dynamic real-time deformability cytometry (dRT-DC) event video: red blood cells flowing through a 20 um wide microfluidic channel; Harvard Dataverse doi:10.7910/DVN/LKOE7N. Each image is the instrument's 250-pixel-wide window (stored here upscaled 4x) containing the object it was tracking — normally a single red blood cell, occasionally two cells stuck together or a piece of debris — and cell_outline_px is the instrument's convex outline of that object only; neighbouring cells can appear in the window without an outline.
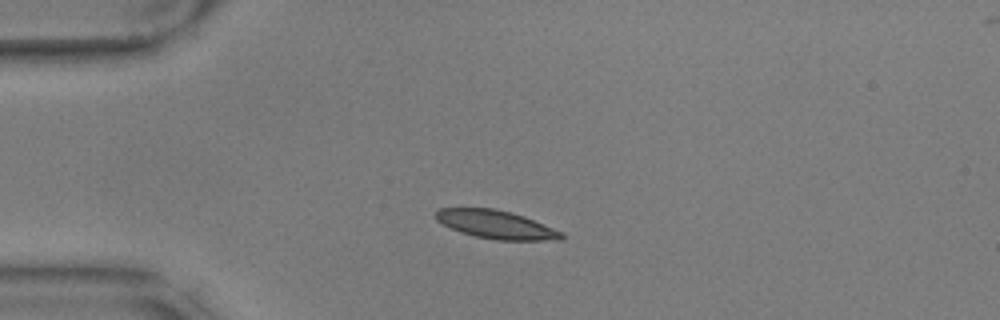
{"species": "common noctule bat (a hibernating species)", "species_latin": "Nyctalus noctula", "temperature_condition": "warm", "stored_images_in_passage": 44, "camera_frame_rate_fps": 3000, "um_per_image_px": 0.085, "animal": {"sex": "male", "body_mass_g": 17.9, "forearm_length_mm": 54.2}, "frame": {"image": 1, "passage_image": 1, "time_ms": 0.0, "image_size_px": [1000, 320], "cell_outline_px": [[564, 240], [496, 240], [476, 236], [460, 232], [436, 220], [436, 212], [440, 208], [492, 208], [524, 216], [564, 232]], "centroid_in_image_um": [42.21, 19.09], "position_along_channel_um": 42.8, "area_um2": 20.58}}
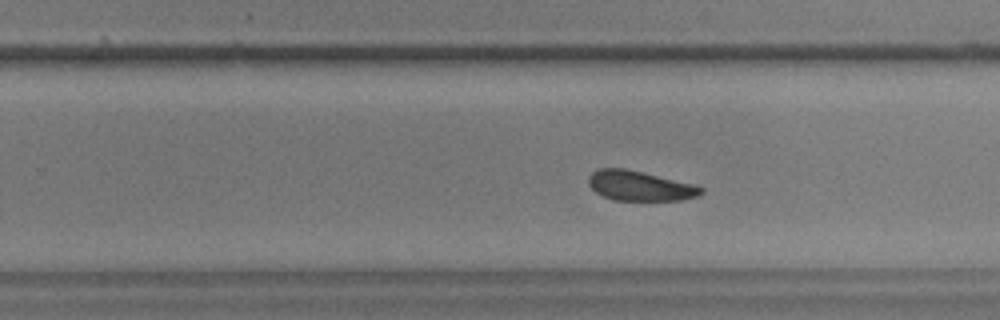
{"frame": {"image": 2, "passage_image": 23, "time_ms": 7.333, "image_size_px": [1000, 320], "cell_outline_px": [[704, 192], [700, 196], [680, 200], [612, 200], [596, 192], [588, 184], [588, 176], [592, 172], [600, 168], [624, 168], [696, 184], [704, 188]], "centroid_in_image_um": [54.42, 15.8], "position_along_channel_um": 275.4, "area_um2": 19.71}}
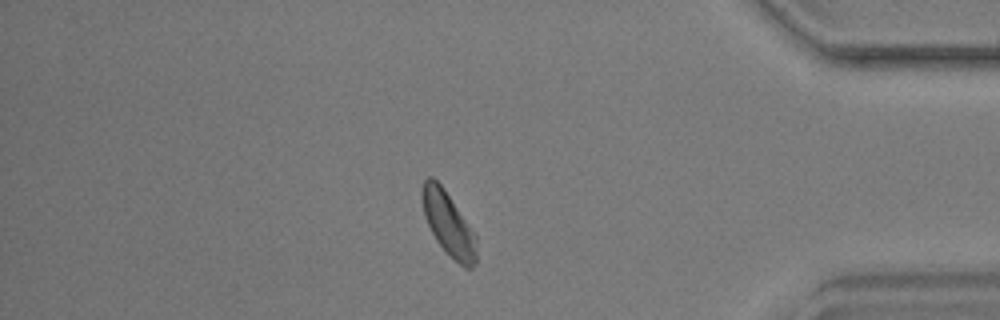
{"frame": {"image": 3, "passage_image": 36, "time_ms": 11.667, "image_size_px": [1000, 320], "cell_outline_px": [[476, 264], [472, 268], [464, 268], [436, 240], [424, 216], [420, 196], [420, 192], [424, 180], [428, 176], [432, 176], [444, 188], [476, 236]], "centroid_in_image_um": [38.08, 18.98], "position_along_channel_um": 397.1, "area_um2": 19.88}, "authors_computed_cell_mechanics": {"area_um2": 20.6635, "velocity_mm_per_s": 3.5045, "shape_relaxation_time_tau1_ms": 3.9041, "shape_relaxation_time_tau2_ms": 3.3657, "deformation_change_tau1": 0.0962, "deformation_change_tau2": 0.084}}